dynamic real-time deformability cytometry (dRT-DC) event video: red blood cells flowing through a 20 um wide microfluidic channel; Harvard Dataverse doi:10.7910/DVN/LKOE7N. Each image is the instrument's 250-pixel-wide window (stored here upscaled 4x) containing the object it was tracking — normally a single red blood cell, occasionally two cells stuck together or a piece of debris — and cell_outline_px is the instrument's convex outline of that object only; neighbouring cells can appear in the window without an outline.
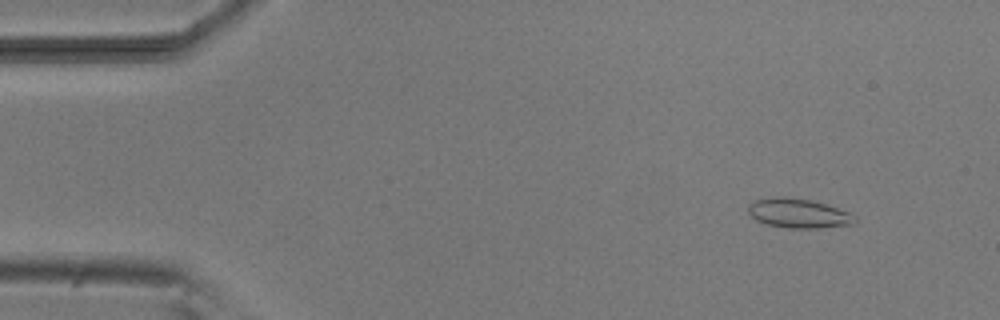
{"species": "common noctule bat (a hibernating species)", "species_latin": "Nyctalus noctula", "temperature_condition": "room temperature", "stored_images_in_passage": 4, "camera_frame_rate_fps": 3000, "um_per_image_px": 0.085, "animal": {"sex": "male", "body_mass_g": 20.5, "forearm_length_mm": 52.5}, "frame": {"image": 1, "passage_image": 1, "time_ms": 0.0, "image_size_px": [1000, 320], "cell_outline_px": [[856, 220], [852, 224], [820, 228], [788, 228], [768, 224], [756, 220], [748, 212], [748, 204], [756, 200], [808, 200], [824, 204], [848, 212], [856, 216]], "centroid_in_image_um": [67.91, 18.19], "position_along_channel_um": 17.1, "area_um2": 17.17}}
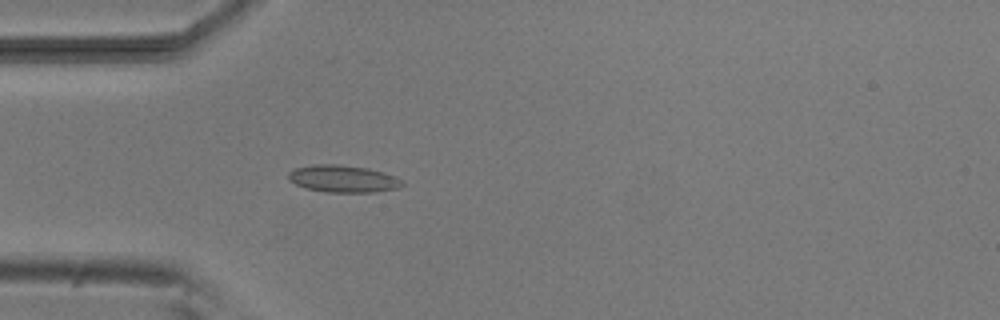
{"frame": {"image": 2, "passage_image": 4, "time_ms": 3.333, "image_size_px": [1000, 320], "cell_outline_px": [[404, 184], [396, 188], [376, 192], [328, 192], [308, 188], [296, 184], [288, 180], [288, 172], [296, 168], [312, 164], [336, 164], [368, 168], [396, 176]], "centroid_in_image_um": [29.14, 15.19], "position_along_channel_um": 55.9, "area_um2": 17.86}}